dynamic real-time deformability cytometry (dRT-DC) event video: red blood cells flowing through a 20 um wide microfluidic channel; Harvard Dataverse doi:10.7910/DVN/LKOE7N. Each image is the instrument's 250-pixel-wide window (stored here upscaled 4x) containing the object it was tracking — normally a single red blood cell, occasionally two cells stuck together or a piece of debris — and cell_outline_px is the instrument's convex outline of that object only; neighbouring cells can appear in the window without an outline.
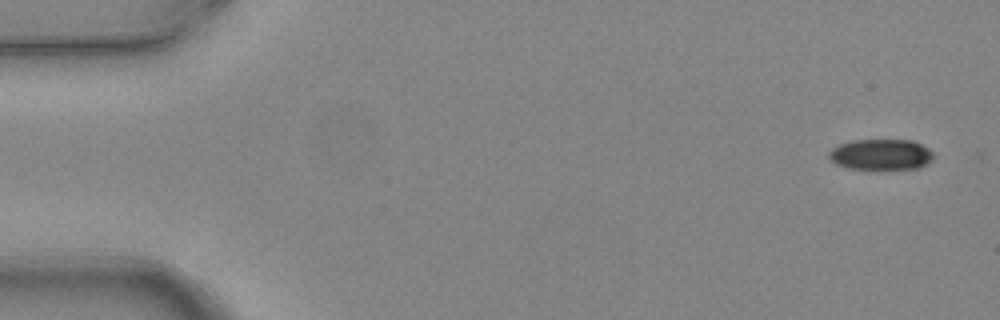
{"species": "common noctule bat (a hibernating species)", "species_latin": "Nyctalus noctula", "temperature_condition": "warm", "stored_images_in_passage": 2, "camera_frame_rate_fps": 3000, "um_per_image_px": 0.085, "animal": {"sex": "female", "body_mass_g": 24.6, "forearm_length_mm": 56.2}, "frame": {"image": 1, "passage_image": 1, "time_ms": 0.0, "image_size_px": [1000, 320], "cell_outline_px": [[932, 160], [916, 168], [848, 168], [836, 164], [828, 156], [828, 152], [832, 148], [840, 144], [852, 140], [912, 140], [928, 148], [932, 152]], "centroid_in_image_um": [74.85, 13.11], "position_along_channel_um": 10.2, "area_um2": 18.38}}